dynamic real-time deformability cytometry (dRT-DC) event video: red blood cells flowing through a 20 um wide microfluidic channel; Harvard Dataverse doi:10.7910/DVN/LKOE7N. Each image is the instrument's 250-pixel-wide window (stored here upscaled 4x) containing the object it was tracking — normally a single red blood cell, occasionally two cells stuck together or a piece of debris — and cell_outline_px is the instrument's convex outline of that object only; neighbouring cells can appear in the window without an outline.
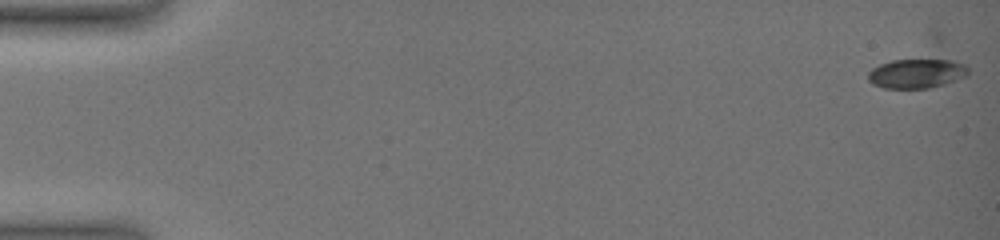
{"species": "common noctule bat (a hibernating species)", "species_latin": "Nyctalus noctula", "temperature_condition": "warm", "stored_images_in_passage": 32, "camera_frame_rate_fps": 3000, "um_per_image_px": 0.085, "animal": {"sex": "female", "body_mass_g": 19.0, "forearm_length_mm": 51.5}, "frame": {"image": 1, "passage_image": 1, "time_ms": 0.0, "image_size_px": [1000, 240], "cell_outline_px": [[968, 76], [944, 84], [928, 88], [884, 88], [872, 84], [868, 80], [868, 72], [872, 68], [932, 24], [944, 36], [968, 64]], "centroid_in_image_um": [78.25, 5.41], "position_along_channel_um": 6.7, "area_um2": 28.38}}
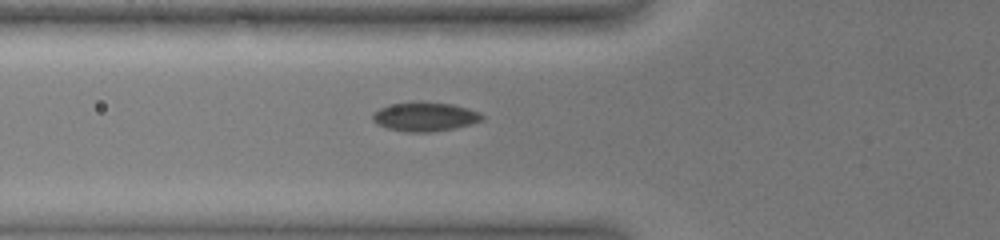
{"frame": {"image": 2, "passage_image": 18, "time_ms": 6.333, "image_size_px": [1000, 240], "cell_outline_px": [[484, 120], [472, 124], [456, 128], [432, 132], [404, 132], [388, 128], [376, 124], [372, 120], [372, 112], [388, 104], [420, 100], [452, 104], [468, 108], [480, 112], [484, 116]], "centroid_in_image_um": [36.11, 9.9], "position_along_channel_um": 89.7, "area_um2": 19.13}}
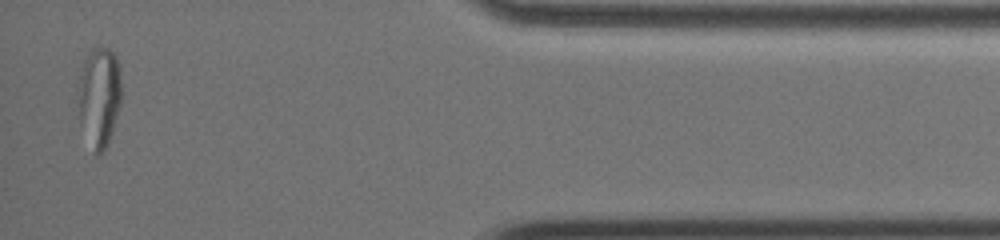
{"frame": {"image": 3, "passage_image": 32, "time_ms": 15.667, "image_size_px": [1000, 240], "cell_outline_px": [[120, 104], [112, 132], [108, 144], [96, 156], [92, 152], [80, 120], [76, 92], [76, 88], [84, 60], [92, 48], [108, 48], [116, 56], [120, 68]], "centroid_in_image_um": [8.41, 8.22], "position_along_channel_um": 426.8, "area_um2": 25.37}}